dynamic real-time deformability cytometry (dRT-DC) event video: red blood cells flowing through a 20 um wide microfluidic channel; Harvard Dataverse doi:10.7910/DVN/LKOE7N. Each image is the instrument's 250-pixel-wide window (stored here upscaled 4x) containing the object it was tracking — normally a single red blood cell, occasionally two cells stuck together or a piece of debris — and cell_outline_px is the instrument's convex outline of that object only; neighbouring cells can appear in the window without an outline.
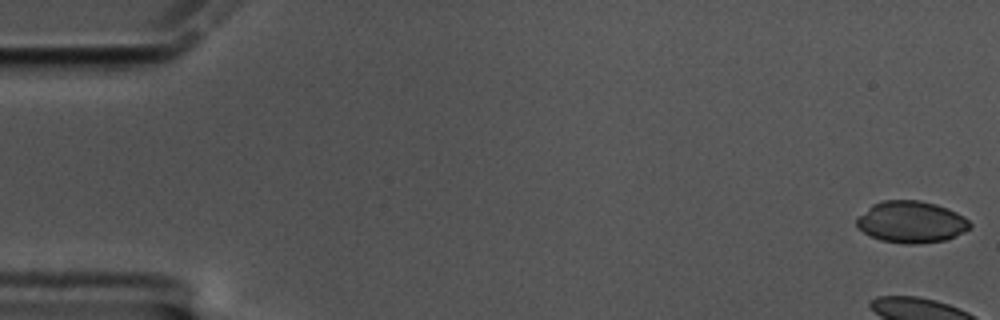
{"species": "common noctule bat (a hibernating species)", "species_latin": "Nyctalus noctula", "temperature_condition": "cold", "stored_images_in_passage": 59, "camera_frame_rate_fps": 3000, "um_per_image_px": 0.085, "animal": {"sex": "male", "body_mass_g": 17.5, "forearm_length_mm": 52.3}, "frame": {"image": 1, "passage_image": 1, "time_ms": 0.0, "image_size_px": [1000, 320], "cell_outline_px": [[972, 228], [964, 232], [944, 240], [912, 244], [904, 244], [880, 240], [864, 232], [856, 224], [856, 216], [872, 204], [884, 200], [920, 200], [936, 204], [948, 208], [964, 216], [972, 224]], "centroid_in_image_um": [77.46, 18.85], "position_along_channel_um": 7.5, "area_um2": 27.63}}
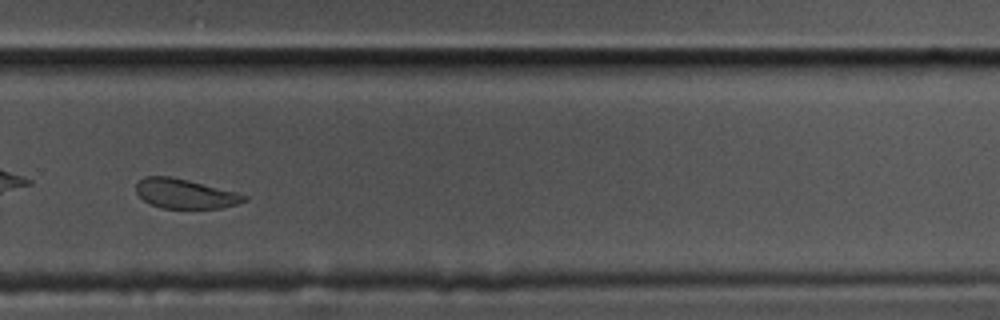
{"frame": {"image": 2, "passage_image": 42, "time_ms": 13.667, "image_size_px": [1000, 320], "cell_outline_px": [[248, 200], [224, 208], [160, 208], [148, 204], [136, 192], [136, 184], [144, 176], [168, 176], [188, 180], [236, 192], [248, 196]], "centroid_in_image_um": [15.72, 16.47], "position_along_channel_um": 314.1, "area_um2": 18.61}}
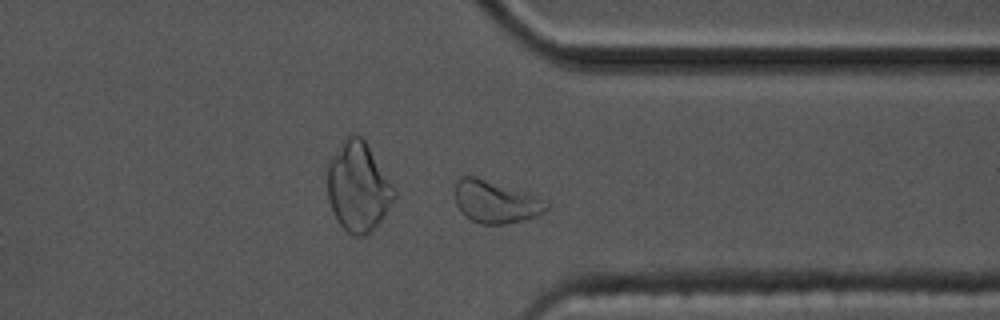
{"frame": {"image": 3, "passage_image": 47, "time_ms": 15.333, "image_size_px": [1000, 320], "cell_outline_px": [[548, 208], [536, 216], [524, 220], [504, 224], [480, 224], [472, 220], [456, 204], [456, 180], [460, 176], [472, 176], [532, 196], [548, 204]], "centroid_in_image_um": [42.07, 17.19], "position_along_channel_um": 369.3, "area_um2": 21.39}, "authors_computed_cell_mechanics": {"area_um2": 20.5768, "velocity_mm_per_s": 3.3639, "shape_relaxation_time_tau1_ms": 2.2632, "shape_relaxation_time_tau2_ms": 1.6495, "deformation_change_tau1": 0.0954, "deformation_change_tau2": 0.0727}}